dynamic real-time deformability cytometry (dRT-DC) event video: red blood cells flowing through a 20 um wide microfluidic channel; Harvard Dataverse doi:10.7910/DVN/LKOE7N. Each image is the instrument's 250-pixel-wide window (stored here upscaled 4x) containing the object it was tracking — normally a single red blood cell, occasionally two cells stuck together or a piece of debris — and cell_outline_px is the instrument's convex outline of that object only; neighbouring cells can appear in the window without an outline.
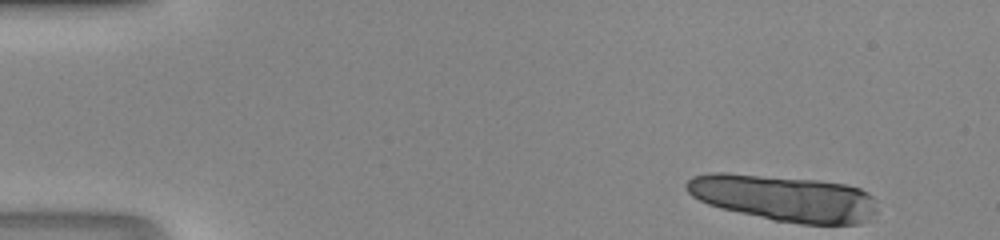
{"species": "human", "species_latin": "Homo sapiens", "temperature_condition": "room temperature", "stored_images_in_passage": 19, "camera_frame_rate_fps": 3000, "um_per_image_px": 0.085, "donor": {"sex": "male"}, "frame": {"image": 1, "passage_image": 1, "time_ms": 0.0, "image_size_px": [1000, 240], "cell_outline_px": [[876, 212], [860, 224], [800, 224], [772, 220], [720, 208], [708, 204], [692, 196], [684, 188], [684, 184], [692, 176], [712, 172], [728, 172], [816, 180], [844, 184], [860, 188], [868, 192], [872, 196], [876, 208]], "centroid_in_image_um": [66.6, 16.83], "position_along_channel_um": 18.4, "area_um2": 51.62}}